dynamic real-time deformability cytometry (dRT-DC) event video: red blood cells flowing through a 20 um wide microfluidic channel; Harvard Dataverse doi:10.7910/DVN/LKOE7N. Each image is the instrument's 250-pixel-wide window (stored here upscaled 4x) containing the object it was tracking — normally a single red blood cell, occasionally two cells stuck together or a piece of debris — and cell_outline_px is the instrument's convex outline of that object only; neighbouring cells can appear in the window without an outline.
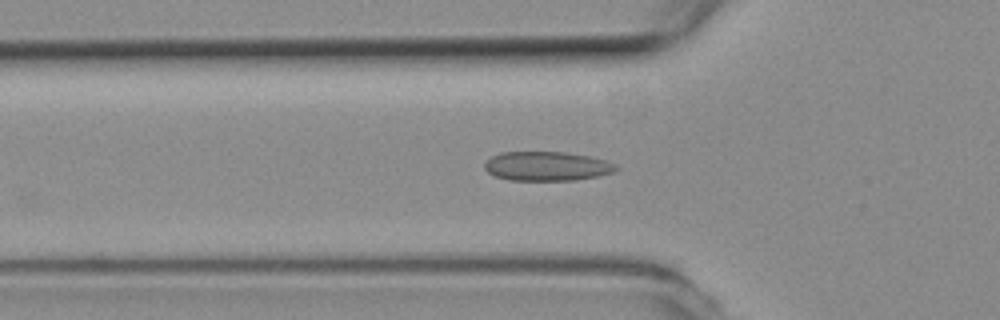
{"species": "common noctule bat (a hibernating species)", "species_latin": "Nyctalus noctula", "temperature_condition": "room temperature", "stored_images_in_passage": 39, "camera_frame_rate_fps": 3000, "um_per_image_px": 0.085, "animal": {"sex": "female", "body_mass_g": 19.3, "forearm_length_mm": 54.1}, "frame": {"image": 1, "passage_image": 10, "time_ms": 3.0, "image_size_px": [1000, 320], "cell_outline_px": [[620, 168], [612, 172], [596, 176], [576, 180], [508, 180], [496, 176], [488, 172], [484, 168], [484, 164], [492, 156], [500, 152], [564, 152], [592, 156], [616, 164]], "centroid_in_image_um": [46.49, 14.12], "position_along_channel_um": 79.3, "area_um2": 22.37}}
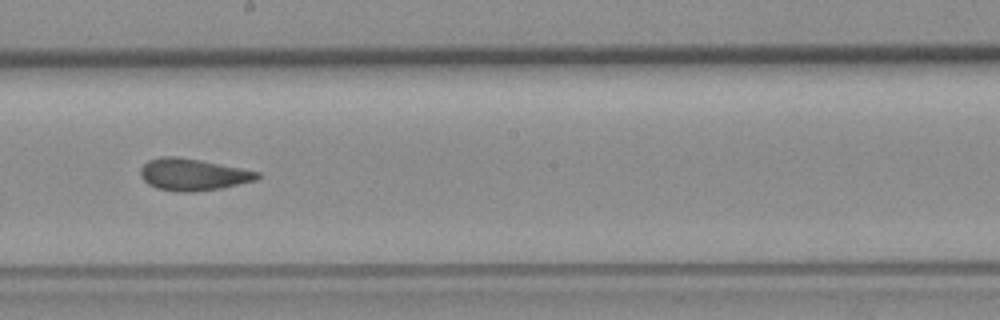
{"frame": {"image": 2, "passage_image": 22, "time_ms": 7.0, "image_size_px": [1000, 320], "cell_outline_px": [[260, 176], [256, 180], [220, 188], [192, 192], [180, 192], [156, 188], [148, 184], [140, 176], [140, 168], [148, 160], [160, 156], [176, 156], [200, 160], [260, 172]], "centroid_in_image_um": [16.36, 14.83], "position_along_channel_um": 231.8, "area_um2": 21.62}}
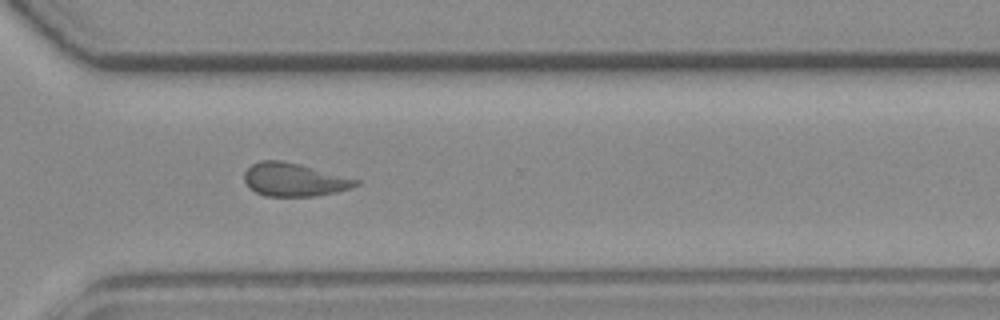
{"frame": {"image": 3, "passage_image": 31, "time_ms": 10.0, "image_size_px": [1000, 320], "cell_outline_px": [[364, 180], [360, 184], [352, 188], [336, 192], [312, 196], [264, 196], [248, 188], [244, 180], [244, 172], [252, 164], [260, 160], [280, 160], [300, 164]], "centroid_in_image_um": [25.04, 15.27], "position_along_channel_um": 345.6, "area_um2": 21.96}, "authors_computed_cell_mechanics": {"area_um2": 22.0218, "velocity_mm_per_s": 3.7968, "shape_relaxation_time_tau1_ms": null, "shape_relaxation_time_tau2_ms": 1.4402, "deformation_change_tau1": null, "deformation_change_tau2": 0.0728}}